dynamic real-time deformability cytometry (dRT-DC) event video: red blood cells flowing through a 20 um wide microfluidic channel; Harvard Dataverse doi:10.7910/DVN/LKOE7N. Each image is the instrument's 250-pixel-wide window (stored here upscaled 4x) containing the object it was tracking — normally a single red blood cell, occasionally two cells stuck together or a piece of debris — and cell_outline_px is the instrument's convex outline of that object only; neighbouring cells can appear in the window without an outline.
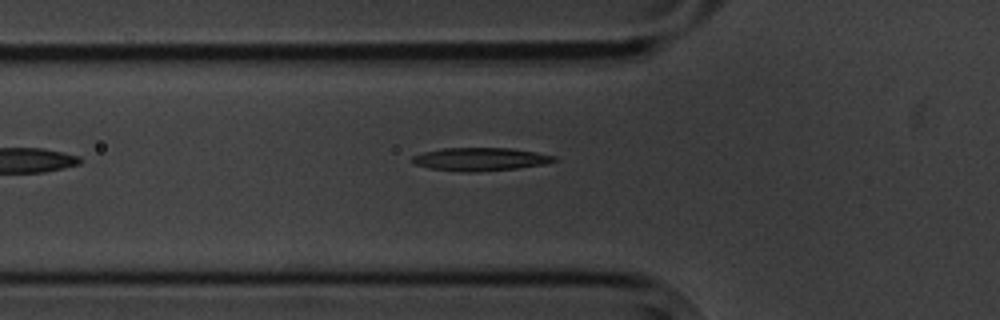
{"species": "common noctule bat (a hibernating species)", "species_latin": "Nyctalus noctula", "temperature_condition": "cold", "stored_images_in_passage": 8, "camera_frame_rate_fps": 3000, "um_per_image_px": 0.085, "animal": {"sex": "male", "body_mass_g": 20.1, "forearm_length_mm": 53.5}, "frame": {"image": 1, "passage_image": 2, "time_ms": 2.0, "image_size_px": [1000, 320], "cell_outline_px": [[560, 160], [544, 164], [516, 168], [476, 172], [460, 172], [428, 168], [416, 164], [412, 160], [412, 156], [424, 152], [444, 148], [512, 148], [536, 152], [556, 156]], "centroid_in_image_um": [40.86, 13.53], "position_along_channel_um": 84.9, "area_um2": 19.13}}
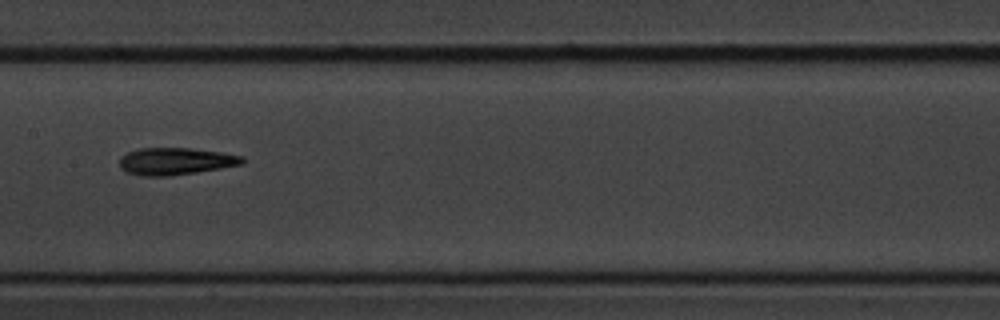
{"frame": {"image": 2, "passage_image": 5, "time_ms": 5.0, "image_size_px": [1000, 320], "cell_outline_px": [[244, 164], [196, 172], [168, 176], [140, 176], [128, 172], [120, 168], [120, 156], [128, 152], [140, 148], [192, 148], [220, 152], [244, 156]], "centroid_in_image_um": [14.92, 13.7], "position_along_channel_um": 192.5, "area_um2": 19.42}}
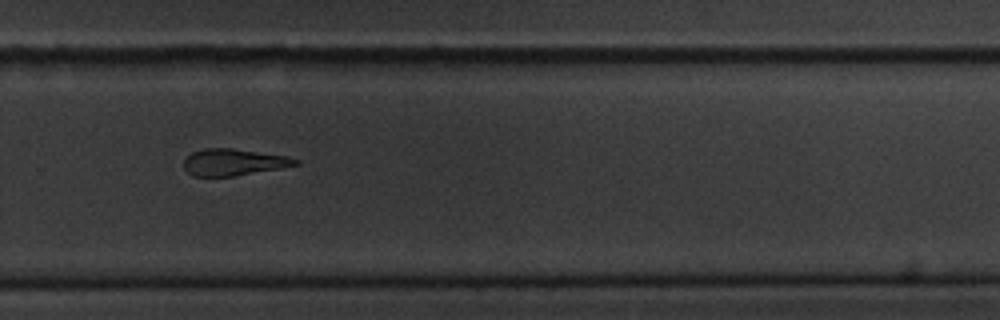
{"frame": {"image": 3, "passage_image": 8, "time_ms": 8.333, "image_size_px": [1000, 320], "cell_outline_px": [[300, 164], [280, 168], [232, 176], [192, 176], [184, 168], [184, 160], [192, 152], [204, 148], [232, 148], [288, 156], [300, 160]], "centroid_in_image_um": [19.86, 13.78], "position_along_channel_um": 309.9, "area_um2": 17.28}}